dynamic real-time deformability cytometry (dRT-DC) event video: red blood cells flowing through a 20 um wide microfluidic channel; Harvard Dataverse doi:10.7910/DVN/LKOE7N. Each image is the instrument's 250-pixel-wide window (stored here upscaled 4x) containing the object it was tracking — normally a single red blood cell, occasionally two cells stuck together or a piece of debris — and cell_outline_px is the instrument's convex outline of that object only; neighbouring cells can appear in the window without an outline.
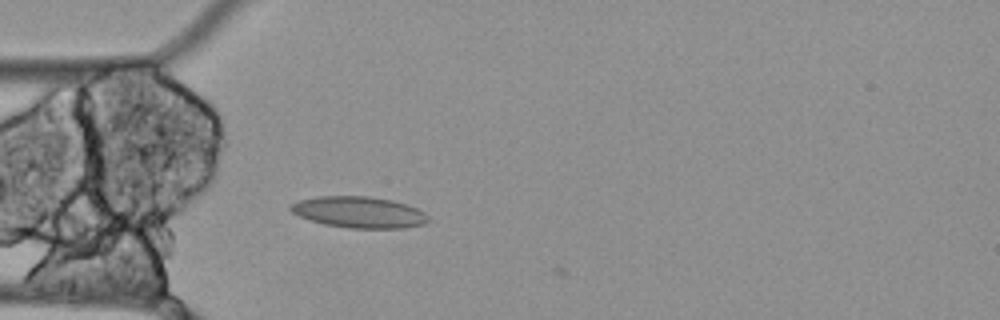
{"species": "Egyptian fruit bat (a non-hibernating species)", "species_latin": "Rousettus aegyptiacus", "temperature_condition": "cold", "stored_images_in_passage": 4, "camera_frame_rate_fps": 3000, "um_per_image_px": 0.085, "animal": {"sex": "female"}, "frame": {"image": 1, "passage_image": 3, "time_ms": 0.667, "image_size_px": [1000, 320], "cell_outline_px": [[432, 220], [424, 224], [404, 228], [348, 228], [324, 224], [300, 216], [292, 212], [288, 208], [292, 204], [300, 200], [316, 196], [368, 196], [392, 200], [408, 204], [424, 212]], "centroid_in_image_um": [30.56, 18.04], "position_along_channel_um": 54.4, "area_um2": 25.14}}